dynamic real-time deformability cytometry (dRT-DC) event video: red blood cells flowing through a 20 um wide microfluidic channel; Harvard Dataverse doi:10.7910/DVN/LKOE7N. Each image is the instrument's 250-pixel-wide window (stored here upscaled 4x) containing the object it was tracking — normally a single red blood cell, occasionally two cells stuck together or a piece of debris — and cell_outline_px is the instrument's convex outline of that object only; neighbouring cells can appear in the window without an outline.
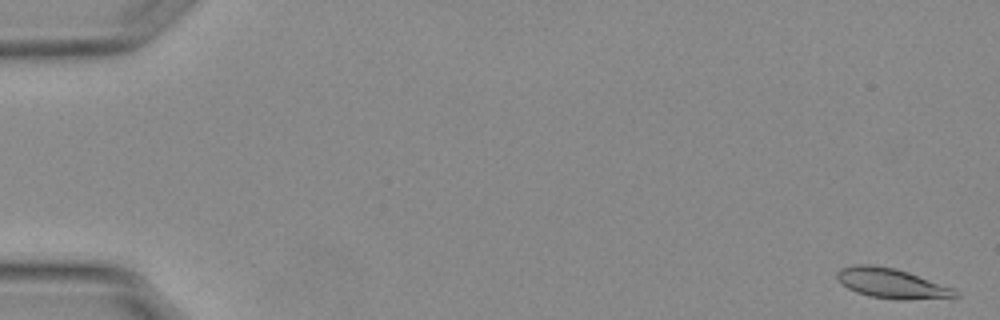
{"species": "Egyptian fruit bat (a non-hibernating species)", "species_latin": "Rousettus aegyptiacus", "temperature_condition": "warm", "stored_images_in_passage": 55, "camera_frame_rate_fps": 3000, "um_per_image_px": 0.085, "animal": {"sex": "female"}, "frame": {"image": 1, "passage_image": 1, "time_ms": 0.0, "image_size_px": [1000, 320], "cell_outline_px": [[960, 296], [904, 300], [896, 300], [868, 296], [856, 292], [840, 284], [836, 280], [836, 272], [840, 268], [856, 264], [868, 264], [896, 268], [908, 272], [952, 288], [960, 292]], "centroid_in_image_um": [75.71, 24.08], "position_along_channel_um": 9.3, "area_um2": 20.69}}
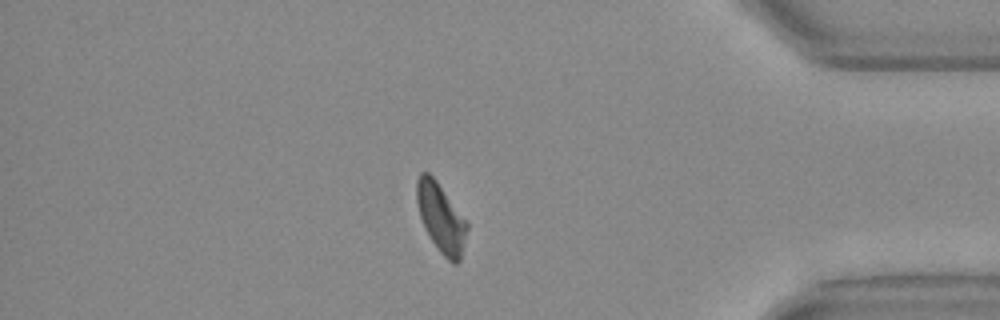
{"frame": {"image": 2, "passage_image": 47, "time_ms": 15.333, "image_size_px": [1000, 320], "cell_outline_px": [[468, 228], [460, 260], [456, 264], [452, 264], [440, 252], [428, 236], [420, 216], [416, 200], [416, 180], [420, 172], [428, 172], [436, 180], [468, 220]], "centroid_in_image_um": [37.49, 18.51], "position_along_channel_um": 397.7, "area_um2": 20.46}}
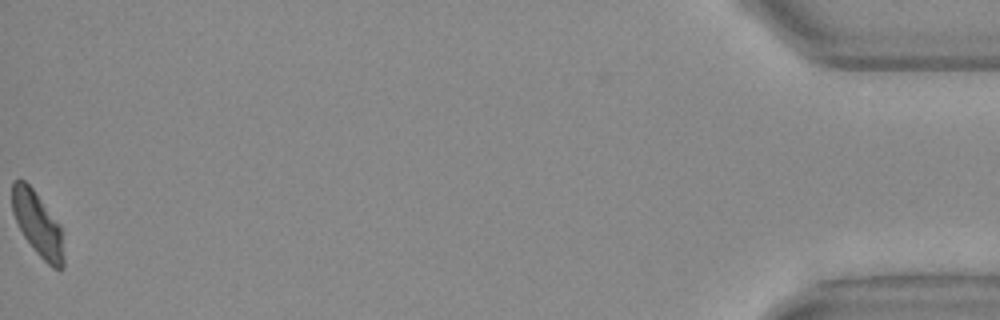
{"frame": {"image": 3, "passage_image": 55, "time_ms": 18.0, "image_size_px": [1000, 320], "cell_outline_px": [[64, 268], [60, 272], [52, 268], [36, 252], [24, 236], [12, 212], [12, 180], [24, 180], [32, 188], [60, 224], [64, 256]], "centroid_in_image_um": [3.22, 19.08], "position_along_channel_um": 432.0, "area_um2": 19.19}, "authors_computed_cell_mechanics": {"area_um2": 20.3456, "velocity_mm_per_s": 3.7637, "shape_relaxation_time_tau1_ms": 7.6, "shape_relaxation_time_tau2_ms": 4.7907, "deformation_change_tau1": 0.2138, "deformation_change_tau2": 0.1195}}